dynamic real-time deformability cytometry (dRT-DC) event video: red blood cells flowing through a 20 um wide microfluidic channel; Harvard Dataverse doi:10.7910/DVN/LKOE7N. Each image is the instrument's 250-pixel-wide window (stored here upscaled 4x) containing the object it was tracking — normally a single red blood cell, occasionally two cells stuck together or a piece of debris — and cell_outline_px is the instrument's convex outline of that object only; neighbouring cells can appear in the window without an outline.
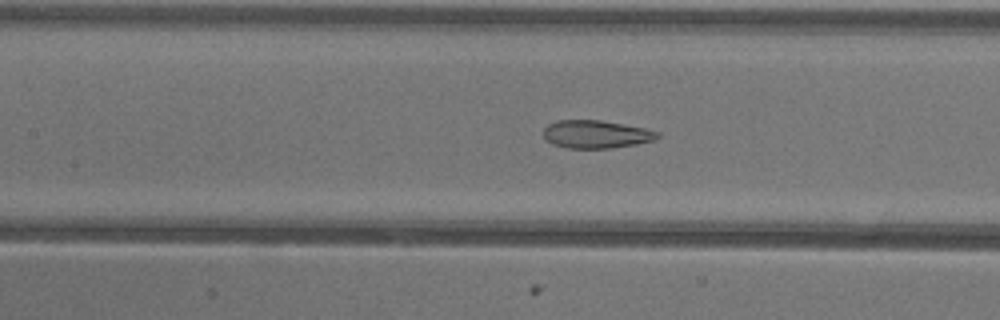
{"species": "common noctule bat (a hibernating species)", "species_latin": "Nyctalus noctula", "temperature_condition": "warm", "stored_images_in_passage": 52, "camera_frame_rate_fps": 3000, "um_per_image_px": 0.085, "animal": {"sex": "female"}, "frame": {"image": 1, "passage_image": 23, "time_ms": 7.333, "image_size_px": [1000, 320], "cell_outline_px": [[660, 136], [656, 140], [636, 144], [612, 148], [568, 148], [552, 144], [544, 140], [544, 128], [548, 124], [556, 120], [600, 120], [624, 124], [644, 128], [660, 132]], "centroid_in_image_um": [50.66, 11.41], "position_along_channel_um": 156.7, "area_um2": 18.73}}
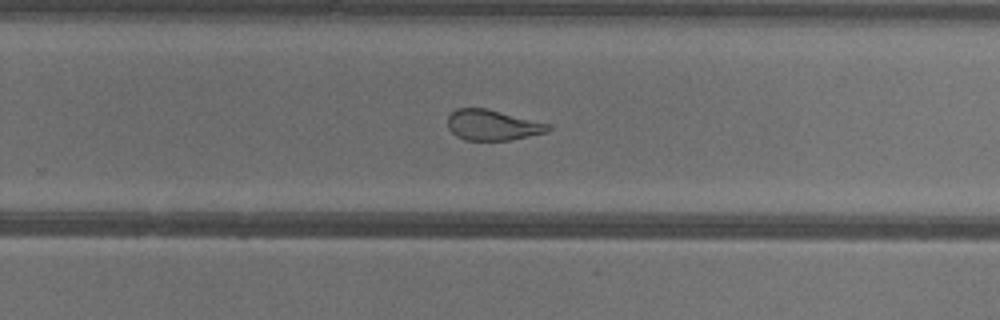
{"frame": {"image": 2, "passage_image": 33, "time_ms": 10.667, "image_size_px": [1000, 320], "cell_outline_px": [[552, 128], [548, 132], [512, 140], [464, 140], [456, 136], [448, 128], [448, 116], [456, 108], [488, 108], [548, 124]], "centroid_in_image_um": [41.85, 10.63], "position_along_channel_um": 287.9, "area_um2": 17.92}}
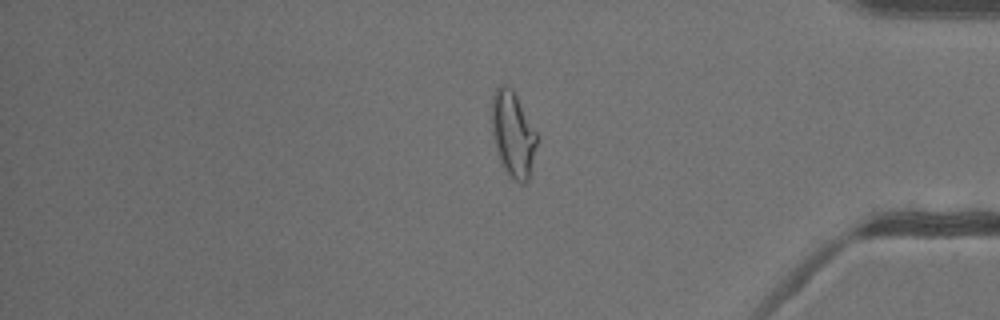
{"frame": {"image": 3, "passage_image": 43, "time_ms": 14.0, "image_size_px": [1000, 320], "cell_outline_px": [[536, 144], [528, 180], [524, 184], [520, 184], [500, 164], [492, 132], [492, 96], [496, 88], [500, 84], [504, 84], [512, 88], [536, 132]], "centroid_in_image_um": [43.57, 11.37], "position_along_channel_um": 391.6, "area_um2": 22.02}, "authors_computed_cell_mechanics": {"area_um2": 22.1663, "velocity_mm_per_s": 3.9512, "shape_relaxation_time_tau1_ms": null, "shape_relaxation_time_tau2_ms": 1.7392, "deformation_change_tau1": null, "deformation_change_tau2": 0.0933}}